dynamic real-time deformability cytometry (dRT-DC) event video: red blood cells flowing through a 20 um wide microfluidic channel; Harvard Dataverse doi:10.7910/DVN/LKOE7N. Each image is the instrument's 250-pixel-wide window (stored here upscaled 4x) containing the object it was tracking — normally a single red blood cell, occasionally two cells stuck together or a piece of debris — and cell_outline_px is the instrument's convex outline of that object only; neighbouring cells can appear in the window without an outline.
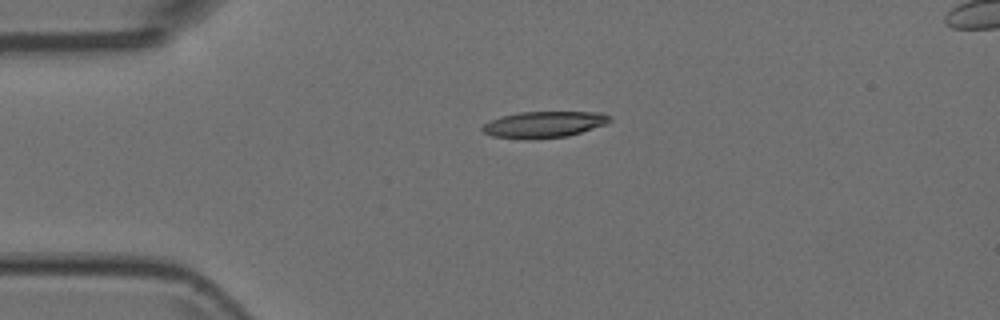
{"species": "Egyptian fruit bat (a non-hibernating species)", "species_latin": "Rousettus aegyptiacus", "temperature_condition": "room temperature", "stored_images_in_passage": 3, "segment_of_instrument_passage": [1, 2], "camera_frame_rate_fps": 3000, "um_per_image_px": 0.085, "animal": {"sex": "female"}, "frame": {"image": 1, "passage_image": 1, "time_ms": 0.0, "image_size_px": [1000, 320], "cell_outline_px": [[612, 120], [608, 124], [568, 136], [528, 140], [524, 140], [492, 136], [484, 132], [480, 128], [484, 124], [492, 120], [504, 116], [520, 112], [604, 112], [612, 116]], "centroid_in_image_um": [46.3, 10.59], "position_along_channel_um": 38.7, "area_um2": 19.77}}